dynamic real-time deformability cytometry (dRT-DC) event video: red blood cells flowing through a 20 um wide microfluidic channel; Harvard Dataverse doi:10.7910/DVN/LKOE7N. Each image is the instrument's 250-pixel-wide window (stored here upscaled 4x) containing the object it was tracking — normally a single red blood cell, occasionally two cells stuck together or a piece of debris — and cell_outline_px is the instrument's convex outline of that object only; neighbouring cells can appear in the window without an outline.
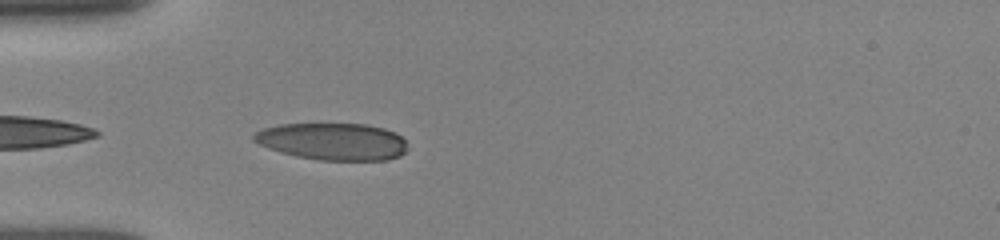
{"species": "human", "species_latin": "Homo sapiens", "temperature_condition": "room temperature", "stored_images_in_passage": 8, "camera_frame_rate_fps": 3000, "um_per_image_px": 0.085, "donor": {"sex": "female"}, "frame": {"image": 1, "passage_image": 1, "time_ms": 0.0, "image_size_px": [1000, 240], "cell_outline_px": [[404, 152], [400, 156], [388, 160], [320, 160], [296, 156], [280, 152], [268, 148], [252, 140], [252, 136], [256, 132], [264, 128], [280, 124], [364, 124], [384, 128], [396, 132], [404, 140]], "centroid_in_image_um": [28.26, 12.03], "position_along_channel_um": 56.7, "area_um2": 33.06}}